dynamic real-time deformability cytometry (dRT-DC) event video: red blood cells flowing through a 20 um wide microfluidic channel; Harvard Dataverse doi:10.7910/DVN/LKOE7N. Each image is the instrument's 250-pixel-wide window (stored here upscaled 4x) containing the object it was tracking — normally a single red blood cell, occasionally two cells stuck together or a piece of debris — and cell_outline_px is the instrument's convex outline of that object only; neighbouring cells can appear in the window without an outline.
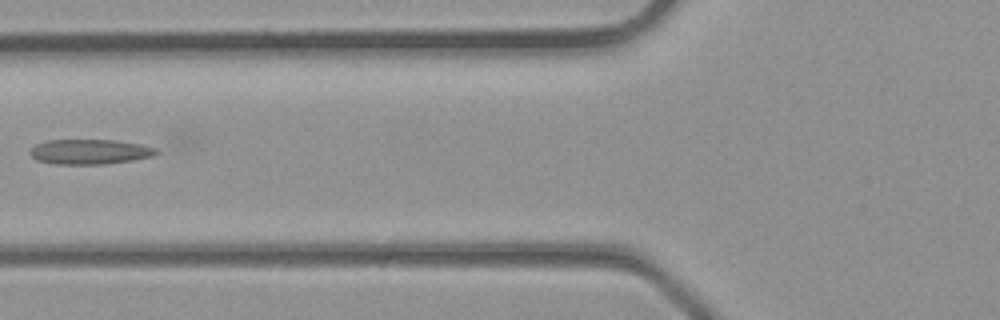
{"species": "common noctule bat (a hibernating species)", "species_latin": "Nyctalus noctula", "temperature_condition": "room temperature", "stored_images_in_passage": 3, "camera_frame_rate_fps": 3000, "um_per_image_px": 0.085, "animal": {"sex": "male", "body_mass_g": 23.1, "forearm_length_mm": 52.7}, "frame": {"image": 1, "passage_image": 3, "time_ms": 0.667, "image_size_px": [1000, 320], "cell_outline_px": [[160, 152], [152, 156], [132, 160], [104, 164], [56, 164], [36, 160], [28, 152], [36, 144], [44, 140], [116, 140], [140, 144], [152, 148]], "centroid_in_image_um": [7.58, 12.89], "position_along_channel_um": 118.2, "area_um2": 18.26}}